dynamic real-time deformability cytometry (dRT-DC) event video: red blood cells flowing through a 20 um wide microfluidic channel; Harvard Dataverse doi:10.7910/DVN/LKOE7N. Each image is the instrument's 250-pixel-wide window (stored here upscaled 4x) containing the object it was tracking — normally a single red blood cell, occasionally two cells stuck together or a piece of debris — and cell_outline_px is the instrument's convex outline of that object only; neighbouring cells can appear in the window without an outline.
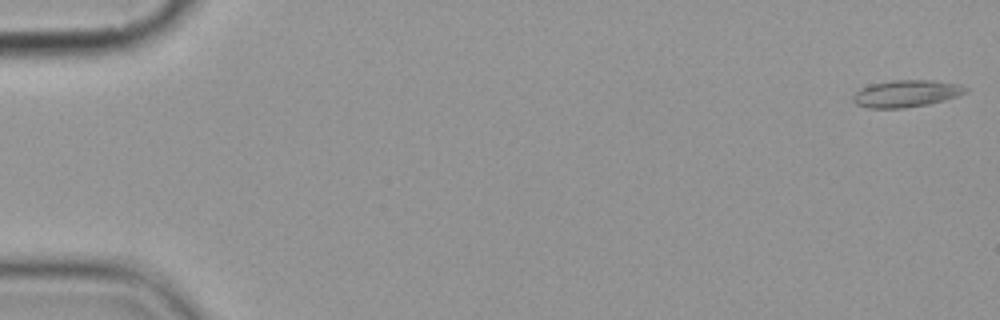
{"species": "common noctule bat (a hibernating species)", "species_latin": "Nyctalus noctula", "temperature_condition": "cold", "stored_images_in_passage": 6, "camera_frame_rate_fps": 3000, "um_per_image_px": 0.085, "animal": {"sex": "female", "body_mass_g": 19.9}, "frame": {"image": 1, "passage_image": 1, "time_ms": 0.0, "image_size_px": [1000, 320], "cell_outline_px": [[968, 92], [944, 100], [928, 104], [904, 108], [868, 108], [856, 104], [852, 100], [852, 96], [860, 88], [872, 84], [892, 80], [932, 80], [960, 84], [968, 88]], "centroid_in_image_um": [77.03, 7.95], "position_along_channel_um": 8.0, "area_um2": 17.74}}
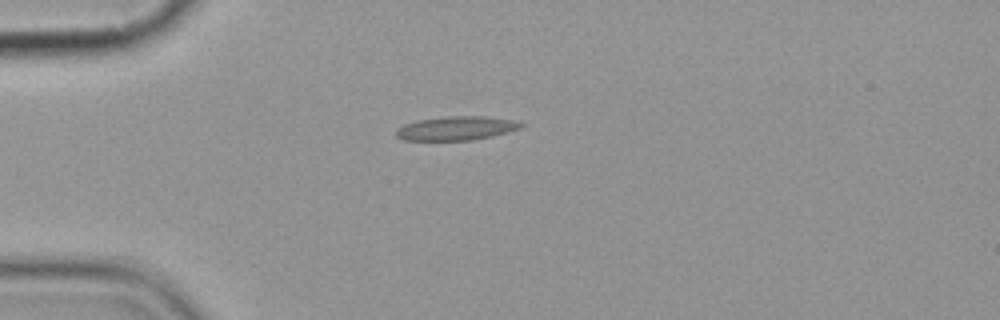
{"frame": {"image": 2, "passage_image": 5, "time_ms": 4.667, "image_size_px": [1000, 320], "cell_outline_px": [[524, 124], [520, 128], [508, 132], [492, 136], [472, 140], [404, 140], [396, 136], [396, 128], [404, 124], [416, 120], [448, 116], [484, 116], [516, 120]], "centroid_in_image_um": [38.78, 10.9], "position_along_channel_um": 46.2, "area_um2": 17.46}}